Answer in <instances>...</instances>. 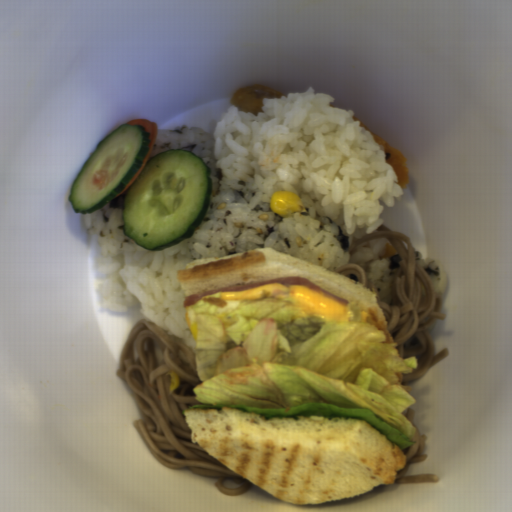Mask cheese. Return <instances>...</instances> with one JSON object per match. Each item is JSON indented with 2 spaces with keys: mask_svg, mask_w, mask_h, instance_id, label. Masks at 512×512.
Here are the masks:
<instances>
[{
  "mask_svg": "<svg viewBox=\"0 0 512 512\" xmlns=\"http://www.w3.org/2000/svg\"><path fill=\"white\" fill-rule=\"evenodd\" d=\"M274 293H291L298 309L305 317L319 316L335 323H349V313L345 305L330 295H324L320 290L309 289V286L292 284L285 287L275 282L242 292H222L220 299L226 300H260Z\"/></svg>",
  "mask_w": 512,
  "mask_h": 512,
  "instance_id": "39d9744d",
  "label": "cheese"
}]
</instances>
